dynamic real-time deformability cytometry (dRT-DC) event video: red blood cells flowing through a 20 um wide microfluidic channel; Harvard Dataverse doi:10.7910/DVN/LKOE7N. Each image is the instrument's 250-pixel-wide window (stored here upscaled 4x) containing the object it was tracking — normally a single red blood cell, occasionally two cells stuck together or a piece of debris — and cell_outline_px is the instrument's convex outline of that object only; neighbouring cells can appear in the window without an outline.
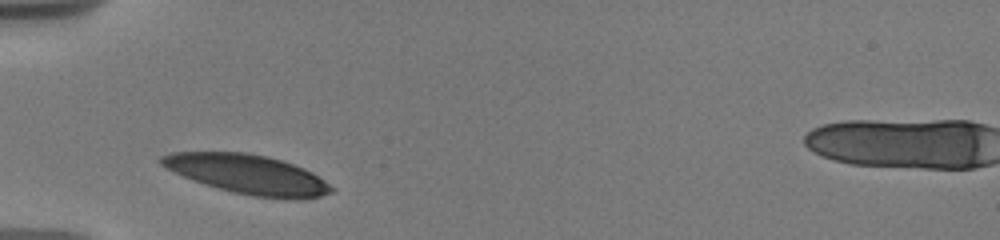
{"species": "human", "species_latin": "Homo sapiens", "temperature_condition": "warm", "stored_images_in_passage": 2, "camera_frame_rate_fps": 3000, "um_per_image_px": 0.085, "donor": {"sex": "male"}, "frame": {"image": 1, "passage_image": 1, "time_ms": 0.0, "image_size_px": [1000, 240], "cell_outline_px": [[336, 188], [332, 192], [320, 196], [296, 200], [292, 200], [252, 196], [232, 192], [184, 176], [160, 164], [160, 156], [172, 152], [248, 152], [268, 156], [304, 168], [312, 172]], "centroid_in_image_um": [21.12, 14.82], "position_along_channel_um": 63.9, "area_um2": 38.73}}
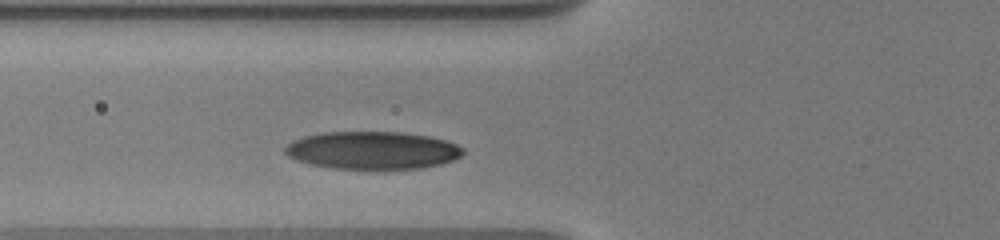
{"frame": {"image": 2, "passage_image": 2, "time_ms": 1.0, "image_size_px": [1000, 240], "cell_outline_px": [[464, 152], [460, 156], [452, 160], [440, 164], [420, 168], [332, 168], [308, 164], [296, 160], [288, 156], [284, 152], [284, 148], [292, 140], [304, 136], [320, 132], [400, 132], [428, 136], [444, 140], [456, 144], [464, 148]], "centroid_in_image_um": [31.62, 12.77], "position_along_channel_um": 94.2, "area_um2": 38.96}}